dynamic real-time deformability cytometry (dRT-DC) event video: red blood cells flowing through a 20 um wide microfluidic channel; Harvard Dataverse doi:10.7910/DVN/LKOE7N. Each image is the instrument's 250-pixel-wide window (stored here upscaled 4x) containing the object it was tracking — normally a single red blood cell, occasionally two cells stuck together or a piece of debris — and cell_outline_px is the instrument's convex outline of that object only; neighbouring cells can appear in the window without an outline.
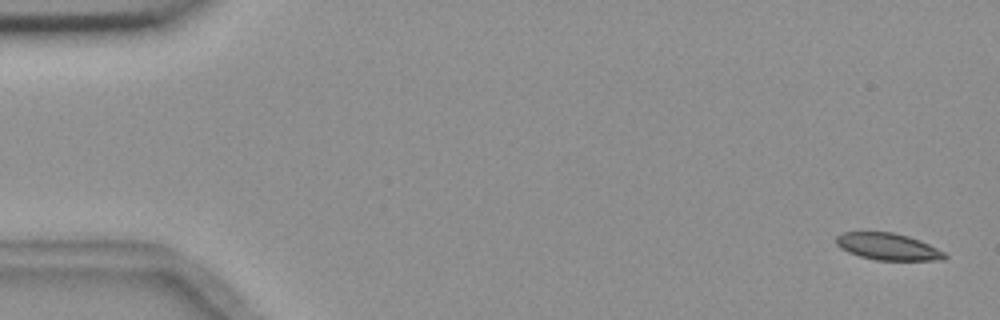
{"species": "common noctule bat (a hibernating species)", "species_latin": "Nyctalus noctula", "temperature_condition": "room temperature", "stored_images_in_passage": 6, "camera_frame_rate_fps": 3000, "um_per_image_px": 0.085, "animal": {"sex": "female", "body_mass_g": 18.4}, "frame": {"image": 1, "passage_image": 1, "time_ms": 0.0, "image_size_px": [1000, 320], "cell_outline_px": [[948, 256], [944, 260], [876, 260], [860, 256], [848, 252], [840, 248], [836, 244], [836, 236], [840, 232], [892, 232], [908, 236], [920, 240], [944, 252]], "centroid_in_image_um": [75.45, 20.96], "position_along_channel_um": 9.5, "area_um2": 16.99}}
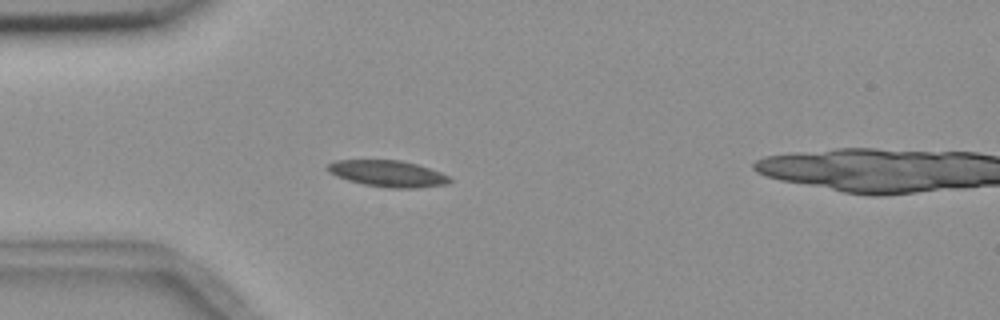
{"frame": {"image": 2, "passage_image": 5, "time_ms": 4.667, "image_size_px": [1000, 320], "cell_outline_px": [[452, 180], [448, 184], [420, 188], [388, 188], [364, 184], [348, 180], [336, 176], [328, 172], [324, 168], [328, 164], [336, 160], [400, 160], [416, 164], [440, 172], [448, 176]], "centroid_in_image_um": [32.94, 14.76], "position_along_channel_um": 52.1, "area_um2": 18.84}}